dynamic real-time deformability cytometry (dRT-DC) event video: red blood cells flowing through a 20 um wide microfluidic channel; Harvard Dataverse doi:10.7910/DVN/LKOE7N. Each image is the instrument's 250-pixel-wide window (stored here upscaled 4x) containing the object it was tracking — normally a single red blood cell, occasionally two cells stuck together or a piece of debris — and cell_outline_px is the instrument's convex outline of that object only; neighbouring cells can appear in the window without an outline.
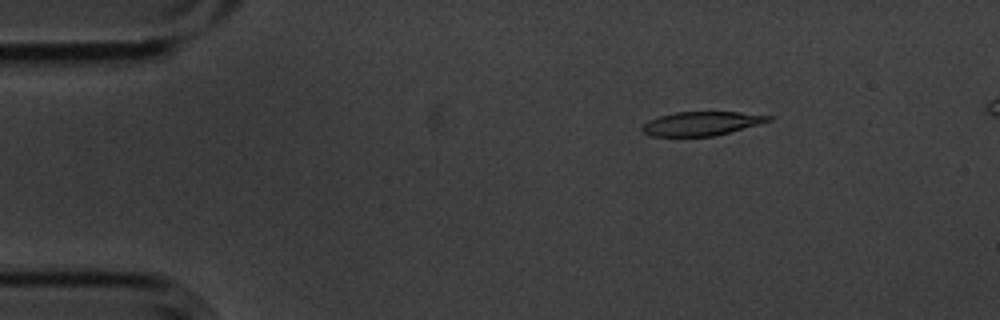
{"species": "common noctule bat (a hibernating species)", "species_latin": "Nyctalus noctula", "temperature_condition": "cold", "stored_images_in_passage": 5, "camera_frame_rate_fps": 3000, "um_per_image_px": 0.085, "animal": {"sex": "male", "body_mass_g": 20.1, "forearm_length_mm": 53.5}, "frame": {"image": 1, "passage_image": 2, "time_ms": 0.333, "image_size_px": [1000, 320], "cell_outline_px": [[772, 120], [760, 124], [712, 136], [652, 136], [640, 132], [640, 128], [648, 120], [660, 116], [676, 112], [740, 112], [772, 116]], "centroid_in_image_um": [59.59, 10.5], "position_along_channel_um": 25.4, "area_um2": 17.51}}